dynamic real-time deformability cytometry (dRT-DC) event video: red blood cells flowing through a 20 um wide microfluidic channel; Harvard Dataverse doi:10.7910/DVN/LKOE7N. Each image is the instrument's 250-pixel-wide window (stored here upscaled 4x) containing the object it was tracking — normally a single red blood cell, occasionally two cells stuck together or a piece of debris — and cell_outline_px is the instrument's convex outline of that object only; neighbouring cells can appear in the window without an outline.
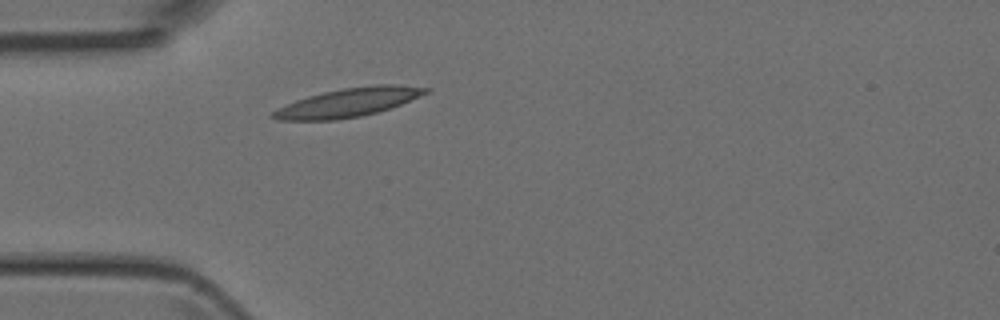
{"species": "Egyptian fruit bat (a non-hibernating species)", "species_latin": "Rousettus aegyptiacus", "temperature_condition": "room temperature", "stored_images_in_passage": 1, "camera_frame_rate_fps": 3000, "um_per_image_px": 0.085, "animal": {"sex": "female"}, "frame": {"image": 1, "passage_image": 1, "time_ms": 0.0, "image_size_px": [1000, 320], "cell_outline_px": [[432, 88], [428, 92], [400, 104], [376, 112], [360, 116], [336, 120], [276, 120], [268, 116], [272, 112], [296, 100], [308, 96], [324, 92], [344, 88], [376, 84], [396, 84]], "centroid_in_image_um": [29.59, 8.71], "position_along_channel_um": 55.4, "area_um2": 25.2}}